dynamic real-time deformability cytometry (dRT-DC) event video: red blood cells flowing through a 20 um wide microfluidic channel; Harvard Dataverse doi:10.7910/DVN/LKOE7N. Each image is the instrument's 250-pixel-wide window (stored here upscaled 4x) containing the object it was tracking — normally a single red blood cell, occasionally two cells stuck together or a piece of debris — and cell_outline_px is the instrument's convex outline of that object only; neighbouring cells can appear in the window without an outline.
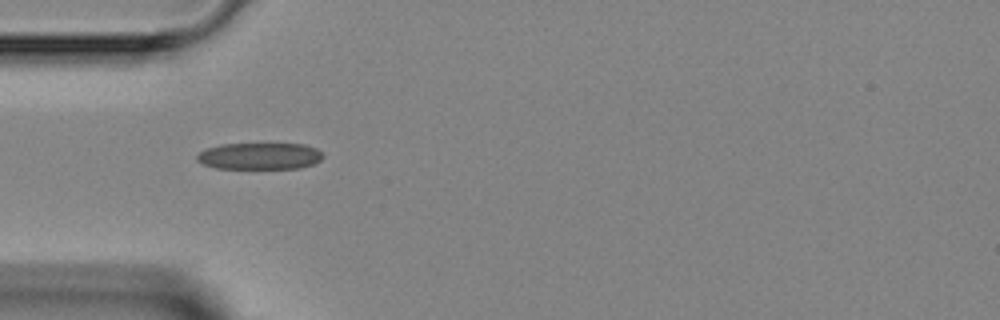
{"species": "Egyptian fruit bat (a non-hibernating species)", "species_latin": "Rousettus aegyptiacus", "temperature_condition": "room temperature", "stored_images_in_passage": 6, "camera_frame_rate_fps": 3000, "um_per_image_px": 0.085, "animal": {"sex": "female"}, "frame": {"image": 1, "passage_image": 1, "time_ms": 0.0, "image_size_px": [1000, 320], "cell_outline_px": [[324, 156], [320, 160], [312, 164], [300, 168], [216, 168], [204, 164], [196, 160], [196, 156], [200, 152], [208, 148], [220, 144], [304, 144], [316, 148]], "centroid_in_image_um": [22.07, 13.26], "position_along_channel_um": 62.9, "area_um2": 19.42}}
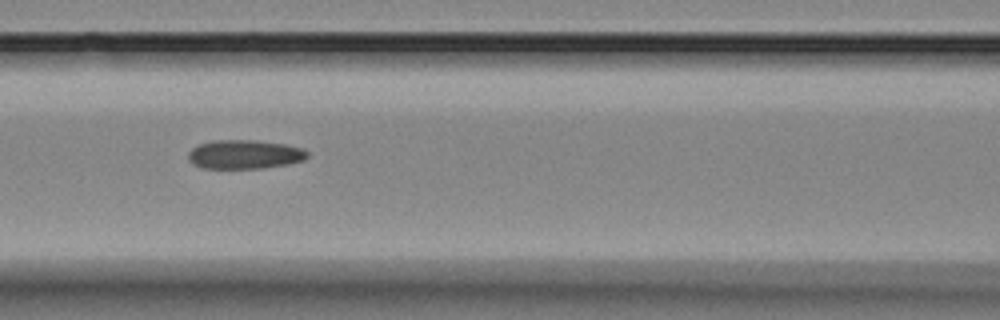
{"frame": {"image": 2, "passage_image": 3, "time_ms": 2.0, "image_size_px": [1000, 320], "cell_outline_px": [[308, 156], [304, 160], [288, 164], [264, 168], [200, 168], [192, 164], [188, 160], [188, 152], [192, 148], [200, 144], [212, 140], [252, 140], [284, 144], [304, 148], [308, 152]], "centroid_in_image_um": [20.78, 13.13], "position_along_channel_um": 145.8, "area_um2": 20.23}}
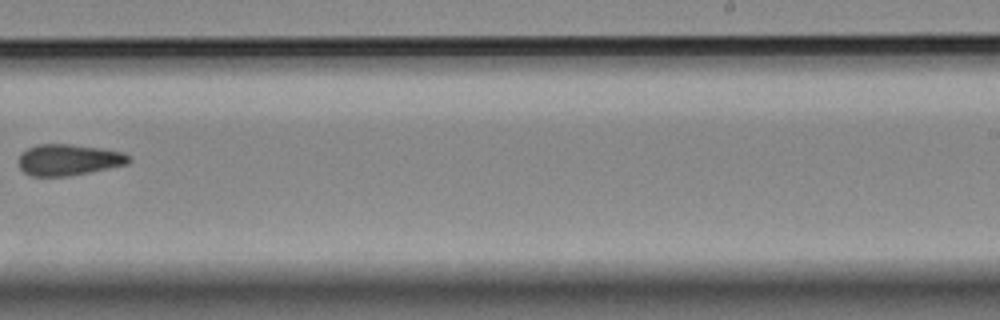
{"frame": {"image": 3, "passage_image": 6, "time_ms": 5.333, "image_size_px": [1000, 320], "cell_outline_px": [[132, 160], [128, 164], [68, 176], [32, 176], [24, 172], [20, 168], [16, 160], [20, 152], [36, 144], [72, 144], [100, 148], [124, 152]], "centroid_in_image_um": [5.78, 13.57], "position_along_channel_um": 283.2, "area_um2": 20.23}}